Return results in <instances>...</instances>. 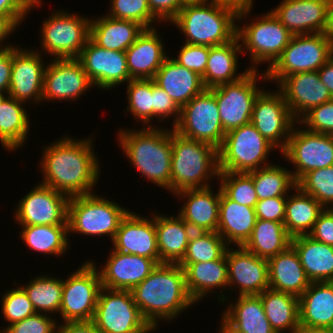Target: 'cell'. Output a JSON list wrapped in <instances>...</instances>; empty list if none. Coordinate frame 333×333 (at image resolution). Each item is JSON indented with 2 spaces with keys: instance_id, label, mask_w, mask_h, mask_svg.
Returning a JSON list of instances; mask_svg holds the SVG:
<instances>
[{
  "instance_id": "obj_1",
  "label": "cell",
  "mask_w": 333,
  "mask_h": 333,
  "mask_svg": "<svg viewBox=\"0 0 333 333\" xmlns=\"http://www.w3.org/2000/svg\"><path fill=\"white\" fill-rule=\"evenodd\" d=\"M81 140L64 137L45 146L40 164L44 172L41 184L68 198L93 193L91 190L99 180V162L91 138Z\"/></svg>"
},
{
  "instance_id": "obj_2",
  "label": "cell",
  "mask_w": 333,
  "mask_h": 333,
  "mask_svg": "<svg viewBox=\"0 0 333 333\" xmlns=\"http://www.w3.org/2000/svg\"><path fill=\"white\" fill-rule=\"evenodd\" d=\"M131 294L142 316L154 330L160 319L172 320L195 304L186 288L185 271L178 263L158 264L144 281L131 290Z\"/></svg>"
},
{
  "instance_id": "obj_3",
  "label": "cell",
  "mask_w": 333,
  "mask_h": 333,
  "mask_svg": "<svg viewBox=\"0 0 333 333\" xmlns=\"http://www.w3.org/2000/svg\"><path fill=\"white\" fill-rule=\"evenodd\" d=\"M119 142L125 155L140 173L161 188L170 190L171 130L150 125L141 130H120Z\"/></svg>"
},
{
  "instance_id": "obj_4",
  "label": "cell",
  "mask_w": 333,
  "mask_h": 333,
  "mask_svg": "<svg viewBox=\"0 0 333 333\" xmlns=\"http://www.w3.org/2000/svg\"><path fill=\"white\" fill-rule=\"evenodd\" d=\"M236 20L237 13L233 9L216 0H203L184 4L171 22L185 34V43L213 47L236 37Z\"/></svg>"
},
{
  "instance_id": "obj_5",
  "label": "cell",
  "mask_w": 333,
  "mask_h": 333,
  "mask_svg": "<svg viewBox=\"0 0 333 333\" xmlns=\"http://www.w3.org/2000/svg\"><path fill=\"white\" fill-rule=\"evenodd\" d=\"M171 130L170 191L175 195L182 190L209 187L207 180L215 175L218 177L220 172L218 149Z\"/></svg>"
},
{
  "instance_id": "obj_6",
  "label": "cell",
  "mask_w": 333,
  "mask_h": 333,
  "mask_svg": "<svg viewBox=\"0 0 333 333\" xmlns=\"http://www.w3.org/2000/svg\"><path fill=\"white\" fill-rule=\"evenodd\" d=\"M333 57V43L326 33L293 35L281 56L265 71L262 80H277L299 72L318 71Z\"/></svg>"
},
{
  "instance_id": "obj_7",
  "label": "cell",
  "mask_w": 333,
  "mask_h": 333,
  "mask_svg": "<svg viewBox=\"0 0 333 333\" xmlns=\"http://www.w3.org/2000/svg\"><path fill=\"white\" fill-rule=\"evenodd\" d=\"M129 210L95 193L69 198L68 232L85 235H110L113 240Z\"/></svg>"
},
{
  "instance_id": "obj_8",
  "label": "cell",
  "mask_w": 333,
  "mask_h": 333,
  "mask_svg": "<svg viewBox=\"0 0 333 333\" xmlns=\"http://www.w3.org/2000/svg\"><path fill=\"white\" fill-rule=\"evenodd\" d=\"M274 145L264 138L254 125H242L225 134L218 149L220 172L248 173L267 166L265 160ZM262 163H265L261 166Z\"/></svg>"
},
{
  "instance_id": "obj_9",
  "label": "cell",
  "mask_w": 333,
  "mask_h": 333,
  "mask_svg": "<svg viewBox=\"0 0 333 333\" xmlns=\"http://www.w3.org/2000/svg\"><path fill=\"white\" fill-rule=\"evenodd\" d=\"M92 322L101 333H148L154 331L142 316L131 291L128 290H113L102 287Z\"/></svg>"
},
{
  "instance_id": "obj_10",
  "label": "cell",
  "mask_w": 333,
  "mask_h": 333,
  "mask_svg": "<svg viewBox=\"0 0 333 333\" xmlns=\"http://www.w3.org/2000/svg\"><path fill=\"white\" fill-rule=\"evenodd\" d=\"M102 288L100 273L92 261L85 262L63 280L60 314L64 322L92 321Z\"/></svg>"
},
{
  "instance_id": "obj_11",
  "label": "cell",
  "mask_w": 333,
  "mask_h": 333,
  "mask_svg": "<svg viewBox=\"0 0 333 333\" xmlns=\"http://www.w3.org/2000/svg\"><path fill=\"white\" fill-rule=\"evenodd\" d=\"M173 130L186 138L209 143L219 149L226 133L220 121L215 95L205 89L181 107L179 120Z\"/></svg>"
},
{
  "instance_id": "obj_12",
  "label": "cell",
  "mask_w": 333,
  "mask_h": 333,
  "mask_svg": "<svg viewBox=\"0 0 333 333\" xmlns=\"http://www.w3.org/2000/svg\"><path fill=\"white\" fill-rule=\"evenodd\" d=\"M258 20V21H256ZM236 36L241 41L242 51L249 50L253 68L260 62L269 63V68L281 56L283 50L289 44L293 34L286 29L272 12L256 18L241 28L237 25Z\"/></svg>"
},
{
  "instance_id": "obj_13",
  "label": "cell",
  "mask_w": 333,
  "mask_h": 333,
  "mask_svg": "<svg viewBox=\"0 0 333 333\" xmlns=\"http://www.w3.org/2000/svg\"><path fill=\"white\" fill-rule=\"evenodd\" d=\"M54 12L41 28L42 48L55 59L78 58L90 38V19Z\"/></svg>"
},
{
  "instance_id": "obj_14",
  "label": "cell",
  "mask_w": 333,
  "mask_h": 333,
  "mask_svg": "<svg viewBox=\"0 0 333 333\" xmlns=\"http://www.w3.org/2000/svg\"><path fill=\"white\" fill-rule=\"evenodd\" d=\"M257 70L250 69L241 79L209 88L215 95L224 132L251 122L253 106L263 91L257 89Z\"/></svg>"
},
{
  "instance_id": "obj_15",
  "label": "cell",
  "mask_w": 333,
  "mask_h": 333,
  "mask_svg": "<svg viewBox=\"0 0 333 333\" xmlns=\"http://www.w3.org/2000/svg\"><path fill=\"white\" fill-rule=\"evenodd\" d=\"M282 154L295 165L297 183L306 173L333 165V135L293 128Z\"/></svg>"
},
{
  "instance_id": "obj_16",
  "label": "cell",
  "mask_w": 333,
  "mask_h": 333,
  "mask_svg": "<svg viewBox=\"0 0 333 333\" xmlns=\"http://www.w3.org/2000/svg\"><path fill=\"white\" fill-rule=\"evenodd\" d=\"M251 123L275 148L283 151L297 121L280 91H262L255 99Z\"/></svg>"
},
{
  "instance_id": "obj_17",
  "label": "cell",
  "mask_w": 333,
  "mask_h": 333,
  "mask_svg": "<svg viewBox=\"0 0 333 333\" xmlns=\"http://www.w3.org/2000/svg\"><path fill=\"white\" fill-rule=\"evenodd\" d=\"M68 200L66 195L40 183L20 200L14 217L21 226L68 225Z\"/></svg>"
},
{
  "instance_id": "obj_18",
  "label": "cell",
  "mask_w": 333,
  "mask_h": 333,
  "mask_svg": "<svg viewBox=\"0 0 333 333\" xmlns=\"http://www.w3.org/2000/svg\"><path fill=\"white\" fill-rule=\"evenodd\" d=\"M93 86L111 89L131 79L124 51L107 50L90 38L77 58Z\"/></svg>"
},
{
  "instance_id": "obj_19",
  "label": "cell",
  "mask_w": 333,
  "mask_h": 333,
  "mask_svg": "<svg viewBox=\"0 0 333 333\" xmlns=\"http://www.w3.org/2000/svg\"><path fill=\"white\" fill-rule=\"evenodd\" d=\"M331 0H283L271 10L293 35L326 33Z\"/></svg>"
},
{
  "instance_id": "obj_20",
  "label": "cell",
  "mask_w": 333,
  "mask_h": 333,
  "mask_svg": "<svg viewBox=\"0 0 333 333\" xmlns=\"http://www.w3.org/2000/svg\"><path fill=\"white\" fill-rule=\"evenodd\" d=\"M53 60L44 71L42 100H76L92 87V82L77 58Z\"/></svg>"
},
{
  "instance_id": "obj_21",
  "label": "cell",
  "mask_w": 333,
  "mask_h": 333,
  "mask_svg": "<svg viewBox=\"0 0 333 333\" xmlns=\"http://www.w3.org/2000/svg\"><path fill=\"white\" fill-rule=\"evenodd\" d=\"M278 84L279 91L297 122L312 108L333 99L317 71L288 75Z\"/></svg>"
},
{
  "instance_id": "obj_22",
  "label": "cell",
  "mask_w": 333,
  "mask_h": 333,
  "mask_svg": "<svg viewBox=\"0 0 333 333\" xmlns=\"http://www.w3.org/2000/svg\"><path fill=\"white\" fill-rule=\"evenodd\" d=\"M228 286L239 287L241 295H259L264 290L269 289V271L267 259L260 258L243 246L225 253ZM234 284V285H233Z\"/></svg>"
},
{
  "instance_id": "obj_23",
  "label": "cell",
  "mask_w": 333,
  "mask_h": 333,
  "mask_svg": "<svg viewBox=\"0 0 333 333\" xmlns=\"http://www.w3.org/2000/svg\"><path fill=\"white\" fill-rule=\"evenodd\" d=\"M13 46L12 71L7 95L20 102L42 101L44 71L40 52Z\"/></svg>"
},
{
  "instance_id": "obj_24",
  "label": "cell",
  "mask_w": 333,
  "mask_h": 333,
  "mask_svg": "<svg viewBox=\"0 0 333 333\" xmlns=\"http://www.w3.org/2000/svg\"><path fill=\"white\" fill-rule=\"evenodd\" d=\"M139 216L129 211L123 218L111 240L113 250L150 258L160 264L154 215L149 219Z\"/></svg>"
},
{
  "instance_id": "obj_25",
  "label": "cell",
  "mask_w": 333,
  "mask_h": 333,
  "mask_svg": "<svg viewBox=\"0 0 333 333\" xmlns=\"http://www.w3.org/2000/svg\"><path fill=\"white\" fill-rule=\"evenodd\" d=\"M100 269L102 287L131 291L144 281L158 265L153 259L112 250Z\"/></svg>"
},
{
  "instance_id": "obj_26",
  "label": "cell",
  "mask_w": 333,
  "mask_h": 333,
  "mask_svg": "<svg viewBox=\"0 0 333 333\" xmlns=\"http://www.w3.org/2000/svg\"><path fill=\"white\" fill-rule=\"evenodd\" d=\"M298 299L301 331L333 329V281L311 282Z\"/></svg>"
},
{
  "instance_id": "obj_27",
  "label": "cell",
  "mask_w": 333,
  "mask_h": 333,
  "mask_svg": "<svg viewBox=\"0 0 333 333\" xmlns=\"http://www.w3.org/2000/svg\"><path fill=\"white\" fill-rule=\"evenodd\" d=\"M210 186L205 188L187 189L176 193L186 197L187 202L178 215L192 228L199 232H217L219 223L220 189L215 195Z\"/></svg>"
},
{
  "instance_id": "obj_28",
  "label": "cell",
  "mask_w": 333,
  "mask_h": 333,
  "mask_svg": "<svg viewBox=\"0 0 333 333\" xmlns=\"http://www.w3.org/2000/svg\"><path fill=\"white\" fill-rule=\"evenodd\" d=\"M162 39L154 27L144 29L137 40L125 51L132 80L153 79L168 57Z\"/></svg>"
},
{
  "instance_id": "obj_29",
  "label": "cell",
  "mask_w": 333,
  "mask_h": 333,
  "mask_svg": "<svg viewBox=\"0 0 333 333\" xmlns=\"http://www.w3.org/2000/svg\"><path fill=\"white\" fill-rule=\"evenodd\" d=\"M153 80L180 108L206 89L201 76L170 57L165 59Z\"/></svg>"
},
{
  "instance_id": "obj_30",
  "label": "cell",
  "mask_w": 333,
  "mask_h": 333,
  "mask_svg": "<svg viewBox=\"0 0 333 333\" xmlns=\"http://www.w3.org/2000/svg\"><path fill=\"white\" fill-rule=\"evenodd\" d=\"M267 261L270 289L299 298L309 287L311 282L305 274L297 252L291 245Z\"/></svg>"
},
{
  "instance_id": "obj_31",
  "label": "cell",
  "mask_w": 333,
  "mask_h": 333,
  "mask_svg": "<svg viewBox=\"0 0 333 333\" xmlns=\"http://www.w3.org/2000/svg\"><path fill=\"white\" fill-rule=\"evenodd\" d=\"M220 188L219 223L217 232L228 243L243 246L256 223L255 208L231 200ZM228 241V242H227Z\"/></svg>"
},
{
  "instance_id": "obj_32",
  "label": "cell",
  "mask_w": 333,
  "mask_h": 333,
  "mask_svg": "<svg viewBox=\"0 0 333 333\" xmlns=\"http://www.w3.org/2000/svg\"><path fill=\"white\" fill-rule=\"evenodd\" d=\"M291 246L310 282L333 281V246L316 241L308 234L292 237Z\"/></svg>"
},
{
  "instance_id": "obj_33",
  "label": "cell",
  "mask_w": 333,
  "mask_h": 333,
  "mask_svg": "<svg viewBox=\"0 0 333 333\" xmlns=\"http://www.w3.org/2000/svg\"><path fill=\"white\" fill-rule=\"evenodd\" d=\"M157 247L161 263H179L185 256L191 234L194 232L177 215H154Z\"/></svg>"
},
{
  "instance_id": "obj_34",
  "label": "cell",
  "mask_w": 333,
  "mask_h": 333,
  "mask_svg": "<svg viewBox=\"0 0 333 333\" xmlns=\"http://www.w3.org/2000/svg\"><path fill=\"white\" fill-rule=\"evenodd\" d=\"M222 315L223 322L236 333H276L267 319L259 295L238 296Z\"/></svg>"
},
{
  "instance_id": "obj_35",
  "label": "cell",
  "mask_w": 333,
  "mask_h": 333,
  "mask_svg": "<svg viewBox=\"0 0 333 333\" xmlns=\"http://www.w3.org/2000/svg\"><path fill=\"white\" fill-rule=\"evenodd\" d=\"M137 22L103 16L90 22V39L107 50L126 51L144 31Z\"/></svg>"
},
{
  "instance_id": "obj_36",
  "label": "cell",
  "mask_w": 333,
  "mask_h": 333,
  "mask_svg": "<svg viewBox=\"0 0 333 333\" xmlns=\"http://www.w3.org/2000/svg\"><path fill=\"white\" fill-rule=\"evenodd\" d=\"M178 264L185 271L186 288L195 303L214 288L228 287L226 255L209 262Z\"/></svg>"
},
{
  "instance_id": "obj_37",
  "label": "cell",
  "mask_w": 333,
  "mask_h": 333,
  "mask_svg": "<svg viewBox=\"0 0 333 333\" xmlns=\"http://www.w3.org/2000/svg\"><path fill=\"white\" fill-rule=\"evenodd\" d=\"M239 42L240 40L236 36L229 43L210 47L206 70L202 77L203 85L206 89L237 81L251 69L248 68L242 74L236 75L237 52L241 53L242 51L241 43Z\"/></svg>"
},
{
  "instance_id": "obj_38",
  "label": "cell",
  "mask_w": 333,
  "mask_h": 333,
  "mask_svg": "<svg viewBox=\"0 0 333 333\" xmlns=\"http://www.w3.org/2000/svg\"><path fill=\"white\" fill-rule=\"evenodd\" d=\"M265 315L276 333H300L299 299L284 292L266 289L259 294Z\"/></svg>"
},
{
  "instance_id": "obj_39",
  "label": "cell",
  "mask_w": 333,
  "mask_h": 333,
  "mask_svg": "<svg viewBox=\"0 0 333 333\" xmlns=\"http://www.w3.org/2000/svg\"><path fill=\"white\" fill-rule=\"evenodd\" d=\"M294 190H297V194L287 196L283 222L291 237L309 234L319 214L325 209L313 196L304 193L298 186Z\"/></svg>"
},
{
  "instance_id": "obj_40",
  "label": "cell",
  "mask_w": 333,
  "mask_h": 333,
  "mask_svg": "<svg viewBox=\"0 0 333 333\" xmlns=\"http://www.w3.org/2000/svg\"><path fill=\"white\" fill-rule=\"evenodd\" d=\"M291 239L283 223L257 219L252 234L243 247L268 260L285 251L291 245Z\"/></svg>"
},
{
  "instance_id": "obj_41",
  "label": "cell",
  "mask_w": 333,
  "mask_h": 333,
  "mask_svg": "<svg viewBox=\"0 0 333 333\" xmlns=\"http://www.w3.org/2000/svg\"><path fill=\"white\" fill-rule=\"evenodd\" d=\"M23 102L9 95L0 102V143L6 150H15L25 143L29 118Z\"/></svg>"
},
{
  "instance_id": "obj_42",
  "label": "cell",
  "mask_w": 333,
  "mask_h": 333,
  "mask_svg": "<svg viewBox=\"0 0 333 333\" xmlns=\"http://www.w3.org/2000/svg\"><path fill=\"white\" fill-rule=\"evenodd\" d=\"M21 238L34 251L62 255L68 245V225L23 226Z\"/></svg>"
},
{
  "instance_id": "obj_43",
  "label": "cell",
  "mask_w": 333,
  "mask_h": 333,
  "mask_svg": "<svg viewBox=\"0 0 333 333\" xmlns=\"http://www.w3.org/2000/svg\"><path fill=\"white\" fill-rule=\"evenodd\" d=\"M291 172L286 168L272 164H267V166L252 171L253 184L258 200L288 196L287 192L297 186Z\"/></svg>"
},
{
  "instance_id": "obj_44",
  "label": "cell",
  "mask_w": 333,
  "mask_h": 333,
  "mask_svg": "<svg viewBox=\"0 0 333 333\" xmlns=\"http://www.w3.org/2000/svg\"><path fill=\"white\" fill-rule=\"evenodd\" d=\"M27 293L36 313L60 312L63 293V280L51 276H38L28 285L21 286Z\"/></svg>"
},
{
  "instance_id": "obj_45",
  "label": "cell",
  "mask_w": 333,
  "mask_h": 333,
  "mask_svg": "<svg viewBox=\"0 0 333 333\" xmlns=\"http://www.w3.org/2000/svg\"><path fill=\"white\" fill-rule=\"evenodd\" d=\"M228 247L218 232L194 231L190 236L185 256L179 263L218 260L225 255Z\"/></svg>"
},
{
  "instance_id": "obj_46",
  "label": "cell",
  "mask_w": 333,
  "mask_h": 333,
  "mask_svg": "<svg viewBox=\"0 0 333 333\" xmlns=\"http://www.w3.org/2000/svg\"><path fill=\"white\" fill-rule=\"evenodd\" d=\"M221 190L233 201L255 208L258 197L252 179V171L219 172Z\"/></svg>"
},
{
  "instance_id": "obj_47",
  "label": "cell",
  "mask_w": 333,
  "mask_h": 333,
  "mask_svg": "<svg viewBox=\"0 0 333 333\" xmlns=\"http://www.w3.org/2000/svg\"><path fill=\"white\" fill-rule=\"evenodd\" d=\"M297 186L328 208L329 204H333V165L306 173Z\"/></svg>"
},
{
  "instance_id": "obj_48",
  "label": "cell",
  "mask_w": 333,
  "mask_h": 333,
  "mask_svg": "<svg viewBox=\"0 0 333 333\" xmlns=\"http://www.w3.org/2000/svg\"><path fill=\"white\" fill-rule=\"evenodd\" d=\"M127 84V111L147 124L153 119L152 79L130 80Z\"/></svg>"
},
{
  "instance_id": "obj_49",
  "label": "cell",
  "mask_w": 333,
  "mask_h": 333,
  "mask_svg": "<svg viewBox=\"0 0 333 333\" xmlns=\"http://www.w3.org/2000/svg\"><path fill=\"white\" fill-rule=\"evenodd\" d=\"M109 17L137 22L145 29L152 28L154 20L147 0H111Z\"/></svg>"
},
{
  "instance_id": "obj_50",
  "label": "cell",
  "mask_w": 333,
  "mask_h": 333,
  "mask_svg": "<svg viewBox=\"0 0 333 333\" xmlns=\"http://www.w3.org/2000/svg\"><path fill=\"white\" fill-rule=\"evenodd\" d=\"M1 306L4 319L9 321L10 325L36 313L27 293L19 286L5 293Z\"/></svg>"
},
{
  "instance_id": "obj_51",
  "label": "cell",
  "mask_w": 333,
  "mask_h": 333,
  "mask_svg": "<svg viewBox=\"0 0 333 333\" xmlns=\"http://www.w3.org/2000/svg\"><path fill=\"white\" fill-rule=\"evenodd\" d=\"M307 130L333 135V99L312 108L299 121Z\"/></svg>"
},
{
  "instance_id": "obj_52",
  "label": "cell",
  "mask_w": 333,
  "mask_h": 333,
  "mask_svg": "<svg viewBox=\"0 0 333 333\" xmlns=\"http://www.w3.org/2000/svg\"><path fill=\"white\" fill-rule=\"evenodd\" d=\"M209 52L210 47L208 46L184 43L179 51L178 58H173V60L203 77Z\"/></svg>"
},
{
  "instance_id": "obj_53",
  "label": "cell",
  "mask_w": 333,
  "mask_h": 333,
  "mask_svg": "<svg viewBox=\"0 0 333 333\" xmlns=\"http://www.w3.org/2000/svg\"><path fill=\"white\" fill-rule=\"evenodd\" d=\"M57 321L43 313H35L19 322L8 325L2 333H56Z\"/></svg>"
},
{
  "instance_id": "obj_54",
  "label": "cell",
  "mask_w": 333,
  "mask_h": 333,
  "mask_svg": "<svg viewBox=\"0 0 333 333\" xmlns=\"http://www.w3.org/2000/svg\"><path fill=\"white\" fill-rule=\"evenodd\" d=\"M286 201V196L258 200L255 206L256 218L283 223Z\"/></svg>"
},
{
  "instance_id": "obj_55",
  "label": "cell",
  "mask_w": 333,
  "mask_h": 333,
  "mask_svg": "<svg viewBox=\"0 0 333 333\" xmlns=\"http://www.w3.org/2000/svg\"><path fill=\"white\" fill-rule=\"evenodd\" d=\"M152 95H153V118H168L170 115L176 116L174 125L179 120L180 107L167 95L166 91L158 86L152 79Z\"/></svg>"
},
{
  "instance_id": "obj_56",
  "label": "cell",
  "mask_w": 333,
  "mask_h": 333,
  "mask_svg": "<svg viewBox=\"0 0 333 333\" xmlns=\"http://www.w3.org/2000/svg\"><path fill=\"white\" fill-rule=\"evenodd\" d=\"M314 240L333 246V208H325L308 234Z\"/></svg>"
},
{
  "instance_id": "obj_57",
  "label": "cell",
  "mask_w": 333,
  "mask_h": 333,
  "mask_svg": "<svg viewBox=\"0 0 333 333\" xmlns=\"http://www.w3.org/2000/svg\"><path fill=\"white\" fill-rule=\"evenodd\" d=\"M152 14L160 21H172L184 3L181 0H147Z\"/></svg>"
},
{
  "instance_id": "obj_58",
  "label": "cell",
  "mask_w": 333,
  "mask_h": 333,
  "mask_svg": "<svg viewBox=\"0 0 333 333\" xmlns=\"http://www.w3.org/2000/svg\"><path fill=\"white\" fill-rule=\"evenodd\" d=\"M33 6L27 0H0V13L8 16L17 26Z\"/></svg>"
},
{
  "instance_id": "obj_59",
  "label": "cell",
  "mask_w": 333,
  "mask_h": 333,
  "mask_svg": "<svg viewBox=\"0 0 333 333\" xmlns=\"http://www.w3.org/2000/svg\"><path fill=\"white\" fill-rule=\"evenodd\" d=\"M13 46L0 49V92L8 94L12 71Z\"/></svg>"
},
{
  "instance_id": "obj_60",
  "label": "cell",
  "mask_w": 333,
  "mask_h": 333,
  "mask_svg": "<svg viewBox=\"0 0 333 333\" xmlns=\"http://www.w3.org/2000/svg\"><path fill=\"white\" fill-rule=\"evenodd\" d=\"M56 333H101L92 321L64 322Z\"/></svg>"
},
{
  "instance_id": "obj_61",
  "label": "cell",
  "mask_w": 333,
  "mask_h": 333,
  "mask_svg": "<svg viewBox=\"0 0 333 333\" xmlns=\"http://www.w3.org/2000/svg\"><path fill=\"white\" fill-rule=\"evenodd\" d=\"M225 7L233 9L237 13V20L243 18L252 9L253 0H216Z\"/></svg>"
},
{
  "instance_id": "obj_62",
  "label": "cell",
  "mask_w": 333,
  "mask_h": 333,
  "mask_svg": "<svg viewBox=\"0 0 333 333\" xmlns=\"http://www.w3.org/2000/svg\"><path fill=\"white\" fill-rule=\"evenodd\" d=\"M322 83L333 96V57L326 62L318 71Z\"/></svg>"
},
{
  "instance_id": "obj_63",
  "label": "cell",
  "mask_w": 333,
  "mask_h": 333,
  "mask_svg": "<svg viewBox=\"0 0 333 333\" xmlns=\"http://www.w3.org/2000/svg\"><path fill=\"white\" fill-rule=\"evenodd\" d=\"M17 28V25L5 14L0 13V44L4 39L11 34L14 33V30ZM6 37V38H5ZM11 45L0 46V49L8 48Z\"/></svg>"
},
{
  "instance_id": "obj_64",
  "label": "cell",
  "mask_w": 333,
  "mask_h": 333,
  "mask_svg": "<svg viewBox=\"0 0 333 333\" xmlns=\"http://www.w3.org/2000/svg\"><path fill=\"white\" fill-rule=\"evenodd\" d=\"M327 37L331 40L333 43V0H331L330 8H329V23H328V29H327Z\"/></svg>"
},
{
  "instance_id": "obj_65",
  "label": "cell",
  "mask_w": 333,
  "mask_h": 333,
  "mask_svg": "<svg viewBox=\"0 0 333 333\" xmlns=\"http://www.w3.org/2000/svg\"><path fill=\"white\" fill-rule=\"evenodd\" d=\"M219 333H236L233 329H231L228 325H226L224 322L221 324Z\"/></svg>"
},
{
  "instance_id": "obj_66",
  "label": "cell",
  "mask_w": 333,
  "mask_h": 333,
  "mask_svg": "<svg viewBox=\"0 0 333 333\" xmlns=\"http://www.w3.org/2000/svg\"><path fill=\"white\" fill-rule=\"evenodd\" d=\"M300 333H333V329L308 330V331H300Z\"/></svg>"
},
{
  "instance_id": "obj_67",
  "label": "cell",
  "mask_w": 333,
  "mask_h": 333,
  "mask_svg": "<svg viewBox=\"0 0 333 333\" xmlns=\"http://www.w3.org/2000/svg\"><path fill=\"white\" fill-rule=\"evenodd\" d=\"M32 6H33V8L35 7V6H38V5H40V3H41V1L42 0H27Z\"/></svg>"
},
{
  "instance_id": "obj_68",
  "label": "cell",
  "mask_w": 333,
  "mask_h": 333,
  "mask_svg": "<svg viewBox=\"0 0 333 333\" xmlns=\"http://www.w3.org/2000/svg\"><path fill=\"white\" fill-rule=\"evenodd\" d=\"M184 4L186 3H197V2H201L203 0H181Z\"/></svg>"
},
{
  "instance_id": "obj_69",
  "label": "cell",
  "mask_w": 333,
  "mask_h": 333,
  "mask_svg": "<svg viewBox=\"0 0 333 333\" xmlns=\"http://www.w3.org/2000/svg\"><path fill=\"white\" fill-rule=\"evenodd\" d=\"M6 95L2 92H0V102L3 100V98L5 97Z\"/></svg>"
}]
</instances>
